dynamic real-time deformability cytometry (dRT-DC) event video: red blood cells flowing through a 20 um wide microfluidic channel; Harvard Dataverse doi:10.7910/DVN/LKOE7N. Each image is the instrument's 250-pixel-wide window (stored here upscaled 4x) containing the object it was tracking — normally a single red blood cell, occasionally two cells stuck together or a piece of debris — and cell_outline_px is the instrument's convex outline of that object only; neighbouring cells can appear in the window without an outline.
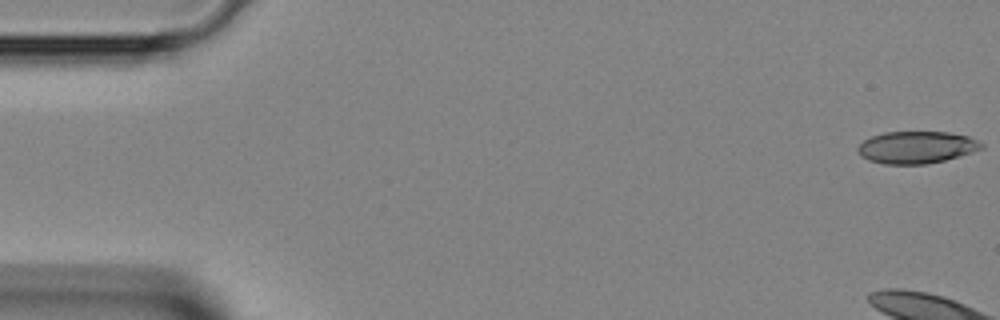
{"species": "Egyptian fruit bat (a non-hibernating species)", "species_latin": "Rousettus aegyptiacus", "temperature_condition": "room temperature", "stored_images_in_passage": 45, "camera_frame_rate_fps": 3000, "um_per_image_px": 0.085, "animal": {"sex": "female"}, "frame": {"image": 1, "passage_image": 1, "time_ms": 0.0, "image_size_px": [1000, 320], "cell_outline_px": [[984, 148], [960, 156], [944, 160], [924, 164], [884, 164], [868, 160], [860, 156], [856, 148], [864, 140], [872, 136], [884, 132], [948, 132], [968, 136], [984, 144]], "centroid_in_image_um": [77.89, 12.52], "position_along_channel_um": 7.1, "area_um2": 23.18}}
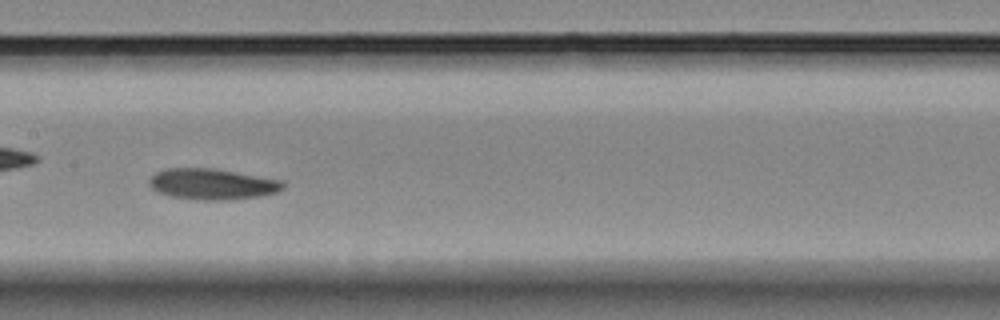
{"frame": {"image": 2, "passage_image": 23, "time_ms": 7.333, "image_size_px": [1000, 320], "cell_outline_px": [[284, 188], [280, 192], [260, 196], [228, 200], [204, 200], [172, 196], [156, 192], [148, 184], [148, 180], [156, 172], [164, 168], [212, 168], [284, 180]], "centroid_in_image_um": [18.06, 15.64], "position_along_channel_um": 189.3, "area_um2": 24.28}}
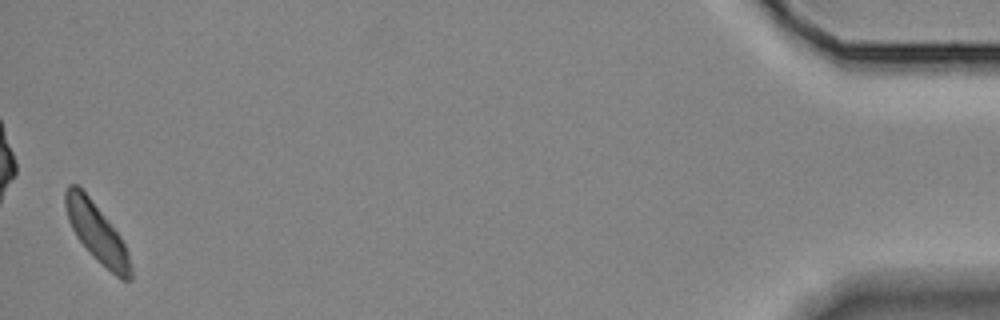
{"frame": {"image": 3, "passage_image": 45, "time_ms": 14.667, "image_size_px": [1000, 320], "cell_outline_px": [[132, 280], [120, 280], [76, 236], [68, 220], [64, 204], [64, 192], [68, 184], [76, 184], [88, 196], [120, 236], [128, 252], [132, 268]], "centroid_in_image_um": [8.23, 19.75], "position_along_channel_um": 427.0, "area_um2": 21.5}}